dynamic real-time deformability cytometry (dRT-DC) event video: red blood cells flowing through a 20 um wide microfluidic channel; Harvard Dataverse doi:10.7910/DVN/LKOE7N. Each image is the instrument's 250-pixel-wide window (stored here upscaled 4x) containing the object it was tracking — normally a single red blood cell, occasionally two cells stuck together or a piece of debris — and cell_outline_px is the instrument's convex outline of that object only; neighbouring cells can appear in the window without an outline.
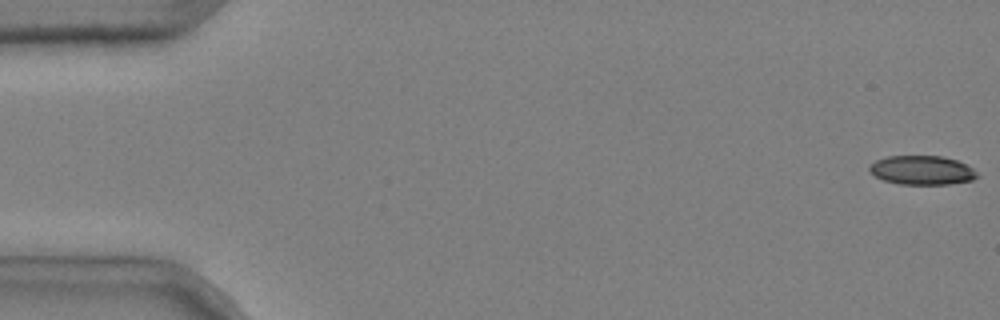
{"species": "common noctule bat (a hibernating species)", "species_latin": "Nyctalus noctula", "temperature_condition": "cold", "stored_images_in_passage": 5, "camera_frame_rate_fps": 3000, "um_per_image_px": 0.085, "animal": {"sex": "male", "body_mass_g": 20.4}, "frame": {"image": 1, "passage_image": 1, "time_ms": 0.0, "image_size_px": [1000, 320], "cell_outline_px": [[980, 176], [972, 180], [948, 184], [900, 184], [884, 180], [876, 176], [868, 168], [876, 160], [888, 156], [944, 156], [956, 160], [972, 168]], "centroid_in_image_um": [78.39, 14.46], "position_along_channel_um": 6.6, "area_um2": 18.03}}
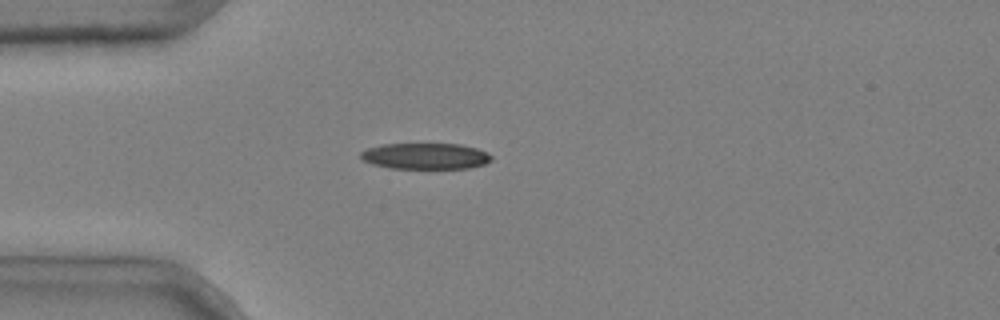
{"frame": {"image": 2, "passage_image": 4, "time_ms": 1.0, "image_size_px": [1000, 320], "cell_outline_px": [[492, 160], [484, 164], [472, 168], [392, 168], [372, 164], [364, 160], [360, 156], [360, 152], [368, 148], [380, 144], [460, 144], [476, 148], [488, 152], [492, 156]], "centroid_in_image_um": [36.18, 13.26], "position_along_channel_um": 48.8, "area_um2": 19.88}}